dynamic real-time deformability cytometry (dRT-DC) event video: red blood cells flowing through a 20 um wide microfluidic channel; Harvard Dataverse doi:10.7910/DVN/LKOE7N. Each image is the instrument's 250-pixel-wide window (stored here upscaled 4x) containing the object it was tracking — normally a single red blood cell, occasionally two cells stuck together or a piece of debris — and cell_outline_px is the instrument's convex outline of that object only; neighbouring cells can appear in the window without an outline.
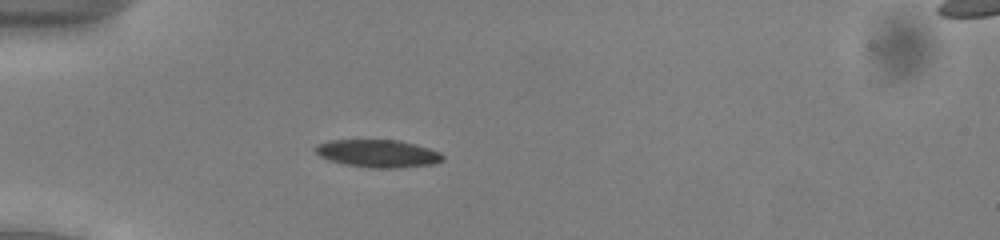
{"species": "common noctule bat (a hibernating species)", "species_latin": "Nyctalus noctula", "temperature_condition": "cold", "stored_images_in_passage": 54, "camera_frame_rate_fps": 3000, "um_per_image_px": 0.085, "animal": {"sex": "male", "body_mass_g": 13.0, "forearm_length_mm": 53.1}, "frame": {"image": 1, "passage_image": 17, "time_ms": 5.333, "image_size_px": [1000, 240], "cell_outline_px": [[444, 160], [436, 164], [400, 168], [372, 168], [344, 164], [328, 160], [320, 156], [312, 148], [316, 144], [328, 140], [396, 140], [416, 144], [440, 152], [444, 156]], "centroid_in_image_um": [32.12, 13.05], "position_along_channel_um": 52.9, "area_um2": 20.81}}
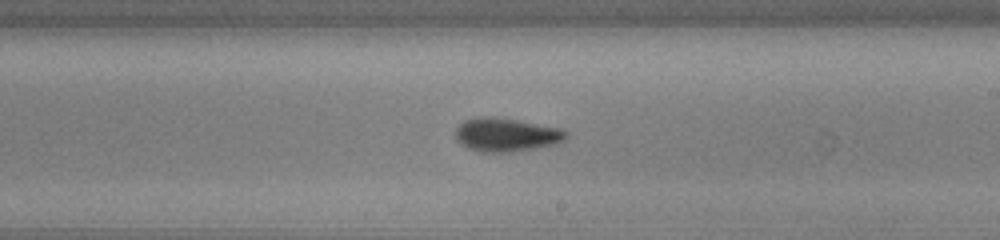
{"frame": {"image": 2, "passage_image": 33, "time_ms": 10.667, "image_size_px": [1000, 240], "cell_outline_px": [[568, 136], [564, 140], [556, 144], [512, 152], [480, 152], [468, 148], [460, 144], [456, 140], [456, 128], [464, 120], [480, 116], [492, 116], [516, 120], [560, 128], [568, 132]], "centroid_in_image_um": [43.01, 11.45], "position_along_channel_um": 246.0, "area_um2": 21.68}}
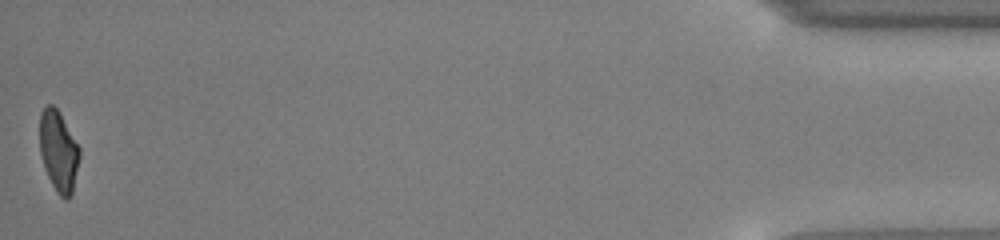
{"frame": {"image": 3, "passage_image": 54, "time_ms": 17.667, "image_size_px": [1000, 240], "cell_outline_px": [[80, 156], [72, 196], [68, 200], [64, 200], [56, 192], [44, 168], [40, 152], [40, 112], [48, 104], [52, 104], [60, 112], [80, 148]], "centroid_in_image_um": [4.99, 12.87], "position_along_channel_um": 430.2, "area_um2": 18.96}, "authors_computed_cell_mechanics": {"area_um2": 19.9699, "velocity_mm_per_s": 3.9049, "shape_relaxation_time_tau1_ms": 2.9362, "shape_relaxation_time_tau2_ms": 4.2015, "deformation_change_tau1": 0.1217, "deformation_change_tau2": 0.0801}}